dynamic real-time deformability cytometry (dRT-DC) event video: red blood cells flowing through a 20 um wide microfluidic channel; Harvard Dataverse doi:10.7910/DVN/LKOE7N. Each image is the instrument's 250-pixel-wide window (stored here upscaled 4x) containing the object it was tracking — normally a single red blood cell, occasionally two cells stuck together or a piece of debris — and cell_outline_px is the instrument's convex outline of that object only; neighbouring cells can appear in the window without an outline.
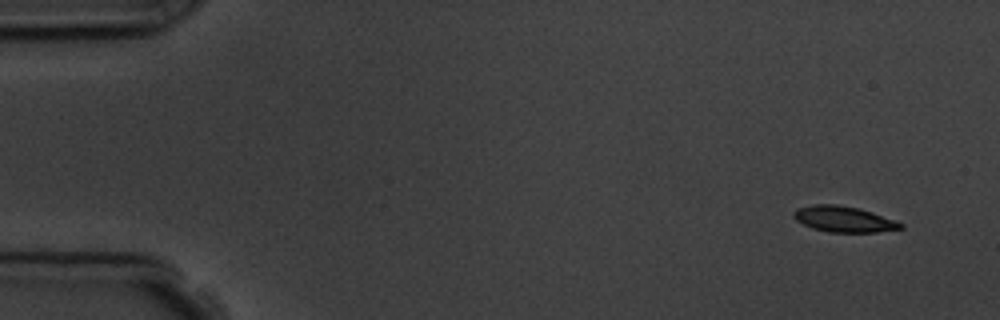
{"species": "common noctule bat (a hibernating species)", "species_latin": "Nyctalus noctula", "temperature_condition": "room temperature", "stored_images_in_passage": 7, "camera_frame_rate_fps": 3000, "um_per_image_px": 0.085, "animal": {"sex": "male", "body_mass_g": 19.5, "forearm_length_mm": 54.6}, "frame": {"image": 1, "passage_image": 1, "time_ms": 0.0, "image_size_px": [1000, 320], "cell_outline_px": [[904, 228], [876, 232], [828, 232], [812, 228], [796, 220], [792, 216], [792, 212], [796, 208], [816, 204], [836, 204], [856, 208], [872, 212], [896, 220], [904, 224]], "centroid_in_image_um": [71.71, 18.63], "position_along_channel_um": 13.3, "area_um2": 16.13}}
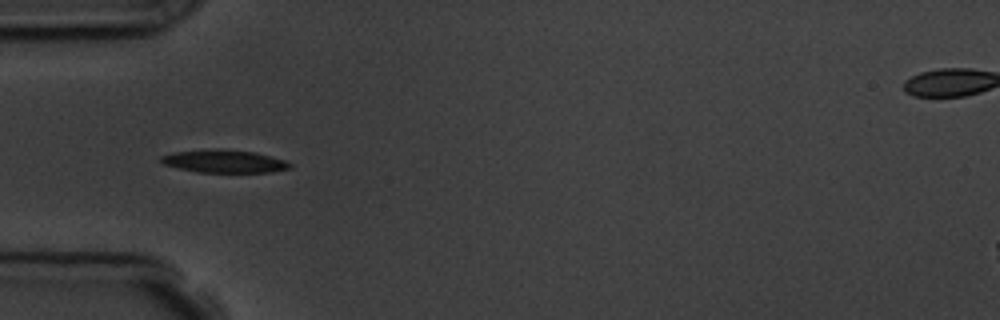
{"frame": {"image": 2, "passage_image": 5, "time_ms": 4.667, "image_size_px": [1000, 320], "cell_outline_px": [[292, 164], [288, 168], [272, 172], [196, 172], [164, 164], [160, 160], [160, 156], [172, 152], [220, 148], [256, 152], [284, 160]], "centroid_in_image_um": [19.04, 13.7], "position_along_channel_um": 66.0, "area_um2": 17.11}}